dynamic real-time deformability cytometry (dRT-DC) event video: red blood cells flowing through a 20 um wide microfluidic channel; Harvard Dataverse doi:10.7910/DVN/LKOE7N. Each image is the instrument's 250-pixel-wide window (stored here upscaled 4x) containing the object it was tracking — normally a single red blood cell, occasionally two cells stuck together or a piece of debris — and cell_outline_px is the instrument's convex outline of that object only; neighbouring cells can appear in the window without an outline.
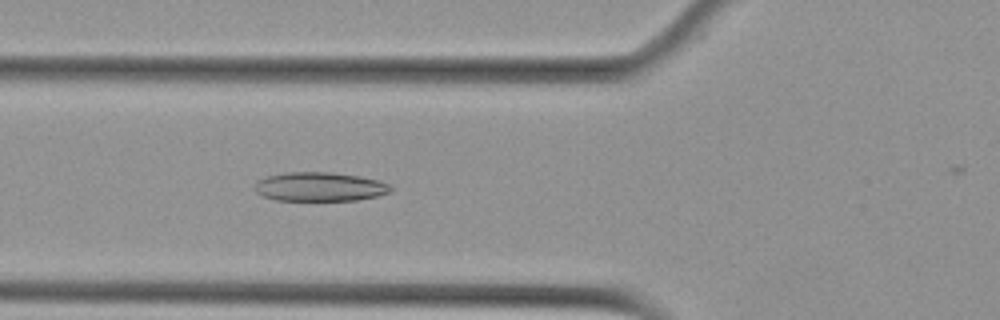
{"species": "Egyptian fruit bat (a non-hibernating species)", "species_latin": "Rousettus aegyptiacus", "temperature_condition": "cold", "stored_images_in_passage": 2, "camera_frame_rate_fps": 3000, "um_per_image_px": 0.085, "animal": {"sex": "female"}, "frame": {"image": 1, "passage_image": 2, "time_ms": 0.333, "image_size_px": [1000, 320], "cell_outline_px": [[392, 192], [376, 196], [356, 200], [276, 200], [264, 196], [256, 192], [256, 180], [268, 176], [284, 172], [332, 172], [360, 176], [376, 180], [388, 184], [392, 188]], "centroid_in_image_um": [27.18, 15.86], "position_along_channel_um": 98.6, "area_um2": 22.89}}